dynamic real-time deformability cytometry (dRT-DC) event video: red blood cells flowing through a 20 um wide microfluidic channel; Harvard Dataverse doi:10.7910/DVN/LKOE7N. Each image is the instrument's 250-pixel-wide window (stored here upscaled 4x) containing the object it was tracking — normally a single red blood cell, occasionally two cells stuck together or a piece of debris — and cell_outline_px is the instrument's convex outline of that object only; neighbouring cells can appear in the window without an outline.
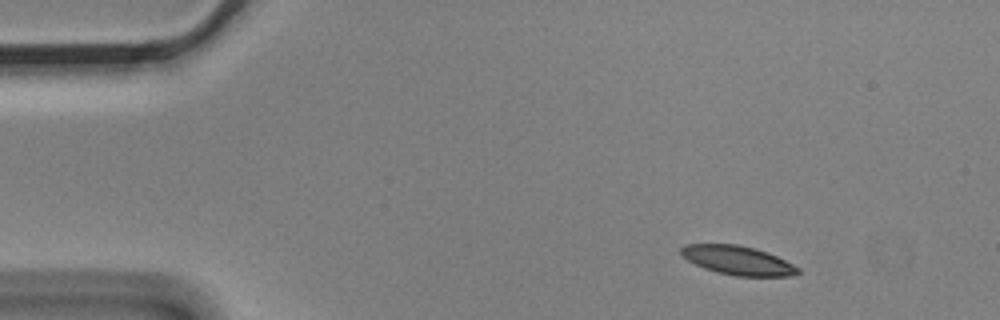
{"species": "Egyptian fruit bat (a non-hibernating species)", "species_latin": "Rousettus aegyptiacus", "temperature_condition": "cold", "stored_images_in_passage": 6, "camera_frame_rate_fps": 3000, "um_per_image_px": 0.085, "animal": {"sex": "male"}, "frame": {"image": 1, "passage_image": 2, "time_ms": 0.333, "image_size_px": [1000, 320], "cell_outline_px": [[800, 272], [788, 276], [736, 276], [716, 272], [704, 268], [688, 260], [680, 252], [680, 248], [684, 244], [736, 244], [756, 248], [768, 252], [800, 268]], "centroid_in_image_um": [62.7, 22.12], "position_along_channel_um": 22.3, "area_um2": 19.65}}
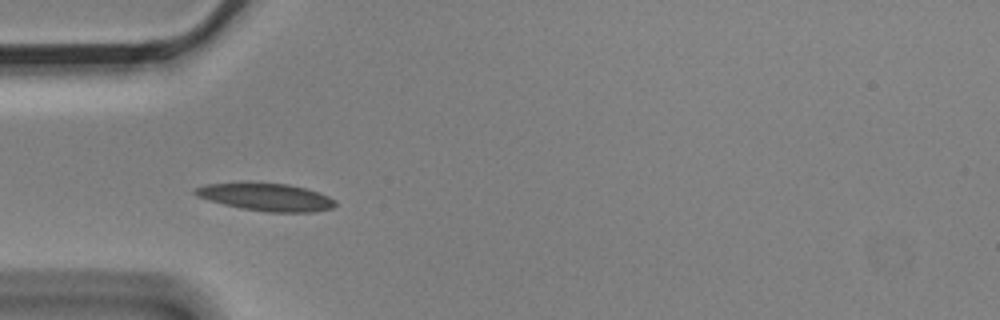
{"frame": {"image": 2, "passage_image": 5, "time_ms": 1.333, "image_size_px": [1000, 320], "cell_outline_px": [[336, 204], [332, 208], [316, 212], [264, 212], [240, 208], [208, 200], [196, 196], [192, 192], [192, 188], [208, 184], [288, 184], [304, 188], [328, 196], [336, 200]], "centroid_in_image_um": [22.62, 16.78], "position_along_channel_um": 62.4, "area_um2": 22.14}}
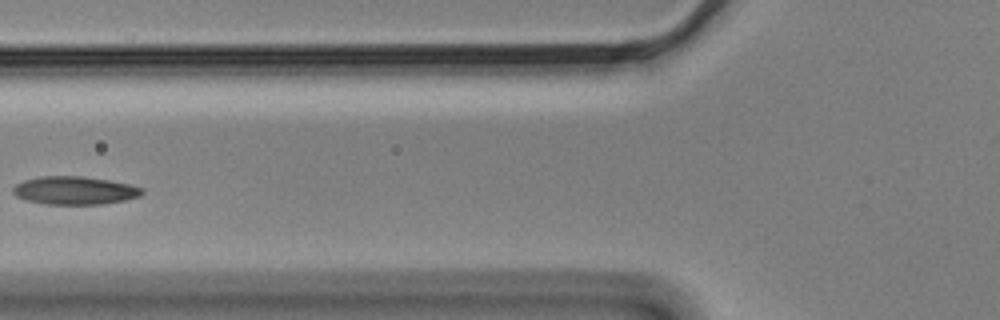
{"frame": {"image": 3, "passage_image": 6, "time_ms": 1.667, "image_size_px": [1000, 320], "cell_outline_px": [[144, 192], [140, 196], [124, 200], [104, 204], [44, 204], [24, 200], [16, 196], [12, 192], [12, 188], [16, 184], [24, 180], [40, 176], [84, 176], [132, 184], [144, 188]], "centroid_in_image_um": [6.35, 16.19], "position_along_channel_um": 119.5, "area_um2": 21.39}}